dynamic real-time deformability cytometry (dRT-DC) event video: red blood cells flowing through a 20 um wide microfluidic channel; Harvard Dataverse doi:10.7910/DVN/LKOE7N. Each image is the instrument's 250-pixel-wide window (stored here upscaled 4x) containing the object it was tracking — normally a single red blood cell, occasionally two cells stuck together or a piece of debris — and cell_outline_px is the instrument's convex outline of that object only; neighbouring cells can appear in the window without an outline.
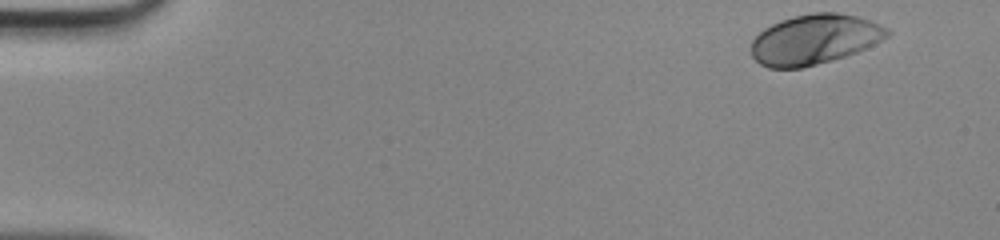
{"species": "human", "species_latin": "Homo sapiens", "temperature_condition": "room temperature", "stored_images_in_passage": 45, "camera_frame_rate_fps": 3000, "um_per_image_px": 0.085, "donor": {"sex": "male"}, "frame": {"image": 1, "passage_image": 1, "time_ms": 0.0, "image_size_px": [1000, 240], "cell_outline_px": [[892, 32], [888, 36], [856, 52], [832, 60], [800, 68], [768, 68], [760, 64], [752, 56], [752, 40], [764, 28], [780, 20], [792, 16], [812, 12], [836, 12], [856, 16], [880, 24], [888, 28]], "centroid_in_image_um": [69.21, 3.34], "position_along_channel_um": 15.8, "area_um2": 39.42}}
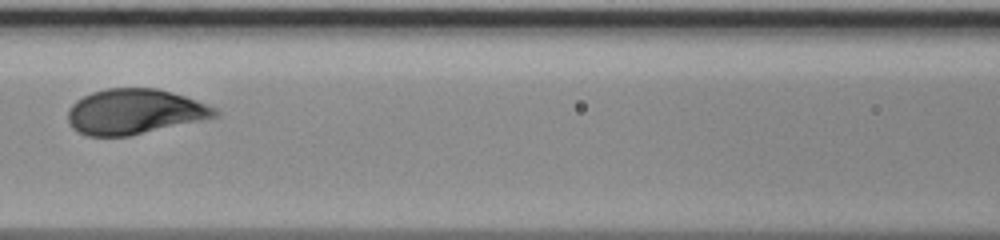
{"frame": {"image": 2, "passage_image": 20, "time_ms": 6.333, "image_size_px": [1000, 240], "cell_outline_px": [[220, 112], [216, 116], [200, 120], [128, 136], [88, 136], [72, 128], [68, 120], [68, 108], [76, 100], [92, 92], [108, 88], [156, 88], [172, 92], [184, 96], [216, 108]], "centroid_in_image_um": [11.39, 9.48], "position_along_channel_um": 155.2, "area_um2": 38.32}}
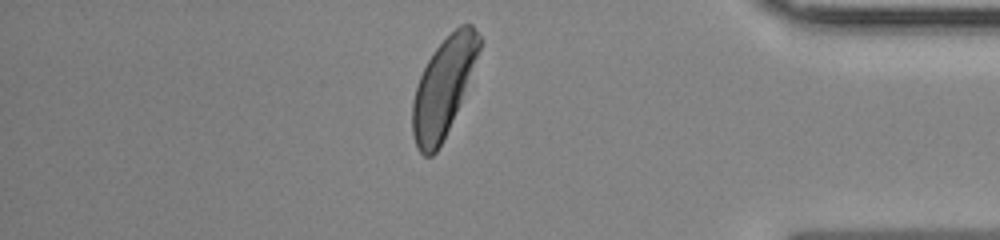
{"frame": {"image": 3, "passage_image": 39, "time_ms": 12.667, "image_size_px": [1000, 240], "cell_outline_px": [[484, 40], [452, 120], [436, 152], [432, 156], [424, 156], [416, 148], [412, 136], [412, 104], [416, 88], [420, 76], [428, 60], [436, 48], [460, 24], [472, 24]], "centroid_in_image_um": [37.67, 7.4], "position_along_channel_um": 397.5, "area_um2": 37.28}}